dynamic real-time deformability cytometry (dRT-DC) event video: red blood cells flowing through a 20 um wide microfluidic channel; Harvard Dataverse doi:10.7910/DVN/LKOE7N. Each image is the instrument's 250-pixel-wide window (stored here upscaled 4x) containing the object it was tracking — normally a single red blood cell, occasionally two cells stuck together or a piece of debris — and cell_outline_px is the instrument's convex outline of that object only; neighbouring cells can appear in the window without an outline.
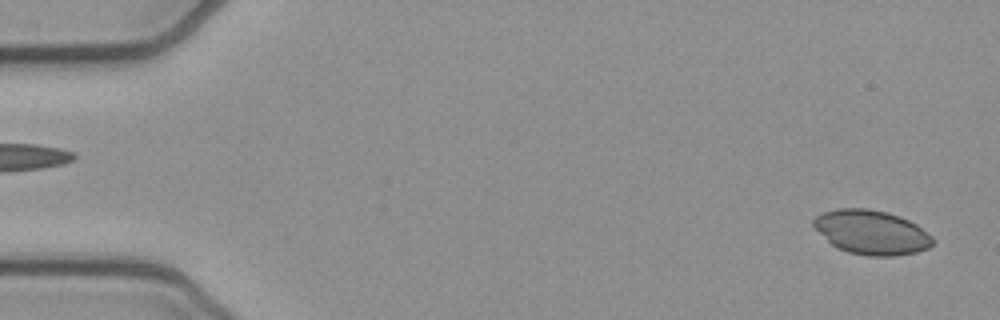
{"species": "common noctule bat (a hibernating species)", "species_latin": "Nyctalus noctula", "temperature_condition": "cold", "stored_images_in_passage": 15, "camera_frame_rate_fps": 3000, "um_per_image_px": 0.085, "animal": {"sex": "female", "body_mass_g": 21.9}, "frame": {"image": 1, "passage_image": 2, "time_ms": 0.333, "image_size_px": [1000, 320], "cell_outline_px": [[932, 244], [928, 248], [916, 252], [892, 256], [868, 256], [848, 252], [836, 248], [812, 224], [812, 220], [816, 216], [824, 212], [836, 208], [868, 208], [888, 212], [900, 216], [916, 224], [932, 236]], "centroid_in_image_um": [74.07, 19.73], "position_along_channel_um": 10.9, "area_um2": 30.63}}